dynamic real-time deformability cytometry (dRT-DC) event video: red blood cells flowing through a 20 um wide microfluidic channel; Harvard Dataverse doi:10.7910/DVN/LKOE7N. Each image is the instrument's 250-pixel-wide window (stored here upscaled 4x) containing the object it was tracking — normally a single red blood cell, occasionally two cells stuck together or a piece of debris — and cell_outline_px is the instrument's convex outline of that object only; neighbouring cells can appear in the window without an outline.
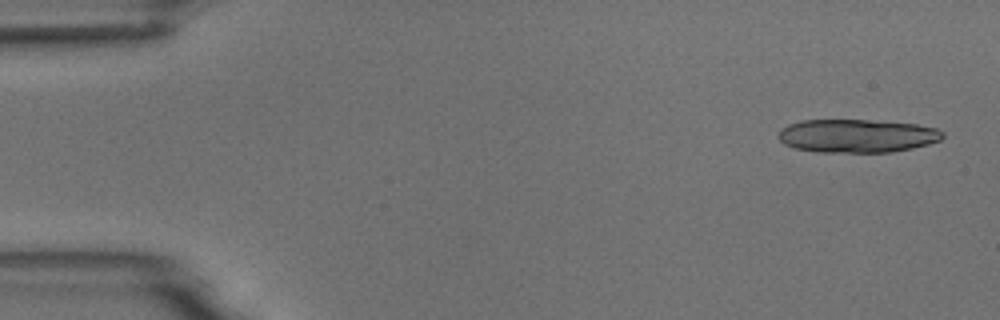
{"species": "common noctule bat (a hibernating species)", "species_latin": "Nyctalus noctula", "temperature_condition": "room temperature", "stored_images_in_passage": 4, "camera_frame_rate_fps": 3000, "um_per_image_px": 0.085, "animal": {"sex": "male", "body_mass_g": 18.8}, "frame": {"image": 1, "passage_image": 1, "time_ms": 0.0, "image_size_px": [1000, 320], "cell_outline_px": [[944, 136], [940, 140], [928, 144], [912, 148], [892, 152], [820, 152], [796, 148], [784, 144], [776, 136], [780, 128], [788, 124], [800, 120], [864, 120], [916, 124], [936, 128], [944, 132]], "centroid_in_image_um": [72.81, 11.54], "position_along_channel_um": 12.2, "area_um2": 31.96}}